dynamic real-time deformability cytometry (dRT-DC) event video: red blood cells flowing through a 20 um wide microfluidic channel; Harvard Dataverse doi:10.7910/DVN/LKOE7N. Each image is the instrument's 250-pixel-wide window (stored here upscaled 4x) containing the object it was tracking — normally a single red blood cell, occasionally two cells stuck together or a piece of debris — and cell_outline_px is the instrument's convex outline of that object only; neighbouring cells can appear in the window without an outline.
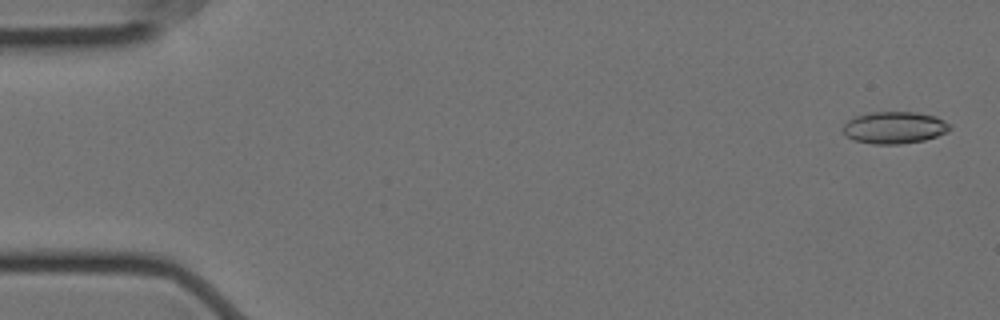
{"species": "Egyptian fruit bat (a non-hibernating species)", "species_latin": "Rousettus aegyptiacus", "temperature_condition": "cold", "stored_images_in_passage": 8, "camera_frame_rate_fps": 3000, "um_per_image_px": 0.085, "animal": {"sex": "female"}, "frame": {"image": 1, "passage_image": 2, "time_ms": 0.333, "image_size_px": [1000, 320], "cell_outline_px": [[952, 128], [948, 132], [924, 140], [900, 144], [872, 144], [856, 140], [848, 136], [844, 132], [844, 124], [848, 120], [856, 116], [872, 112], [916, 112], [936, 116], [952, 124]], "centroid_in_image_um": [76.09, 10.84], "position_along_channel_um": 8.9, "area_um2": 19.88}}